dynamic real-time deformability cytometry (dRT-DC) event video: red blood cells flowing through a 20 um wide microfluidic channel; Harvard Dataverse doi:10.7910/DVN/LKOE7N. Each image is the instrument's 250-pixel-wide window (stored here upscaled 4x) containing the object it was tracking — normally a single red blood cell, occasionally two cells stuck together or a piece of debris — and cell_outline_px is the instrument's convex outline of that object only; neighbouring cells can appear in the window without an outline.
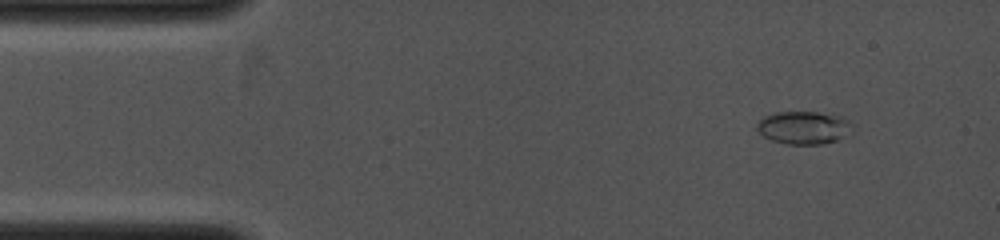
{"species": "common noctule bat (a hibernating species)", "species_latin": "Nyctalus noctula", "temperature_condition": "cold", "stored_images_in_passage": 21, "camera_frame_rate_fps": 4000, "um_per_image_px": 0.085, "animal": {"sex": "female", "body_mass_g": 19.0, "forearm_length_mm": 53.3}, "frame": {"image": 1, "passage_image": 4, "time_ms": 1.0, "image_size_px": [1000, 240], "cell_outline_px": [[852, 124], [836, 140], [824, 144], [788, 144], [772, 140], [764, 136], [756, 128], [756, 124], [764, 116], [772, 112], [816, 112], [840, 116], [848, 120]], "centroid_in_image_um": [68.22, 10.83], "position_along_channel_um": 16.8, "area_um2": 17.8}}
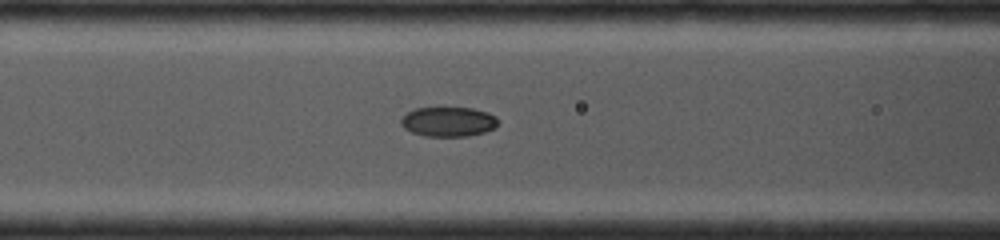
{"frame": {"image": 2, "passage_image": 15, "time_ms": 4.75, "image_size_px": [1000, 240], "cell_outline_px": [[500, 124], [496, 128], [484, 132], [468, 136], [424, 136], [412, 132], [404, 128], [400, 124], [400, 120], [408, 112], [416, 108], [472, 108], [488, 112], [496, 116], [500, 120]], "centroid_in_image_um": [38.16, 10.35], "position_along_channel_um": 128.4, "area_um2": 16.94}}
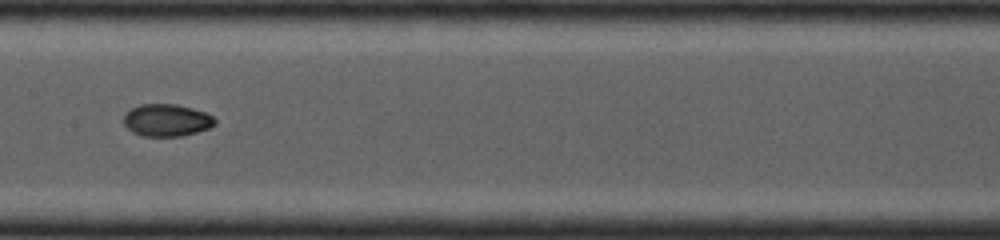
{"frame": {"image": 3, "passage_image": 19, "time_ms": 6.0, "image_size_px": [1000, 240], "cell_outline_px": [[216, 124], [208, 128], [184, 136], [140, 136], [132, 132], [124, 124], [124, 116], [132, 108], [140, 104], [176, 104], [192, 108], [204, 112], [212, 116], [216, 120]], "centroid_in_image_um": [14.17, 10.22], "position_along_channel_um": 193.2, "area_um2": 17.11}}